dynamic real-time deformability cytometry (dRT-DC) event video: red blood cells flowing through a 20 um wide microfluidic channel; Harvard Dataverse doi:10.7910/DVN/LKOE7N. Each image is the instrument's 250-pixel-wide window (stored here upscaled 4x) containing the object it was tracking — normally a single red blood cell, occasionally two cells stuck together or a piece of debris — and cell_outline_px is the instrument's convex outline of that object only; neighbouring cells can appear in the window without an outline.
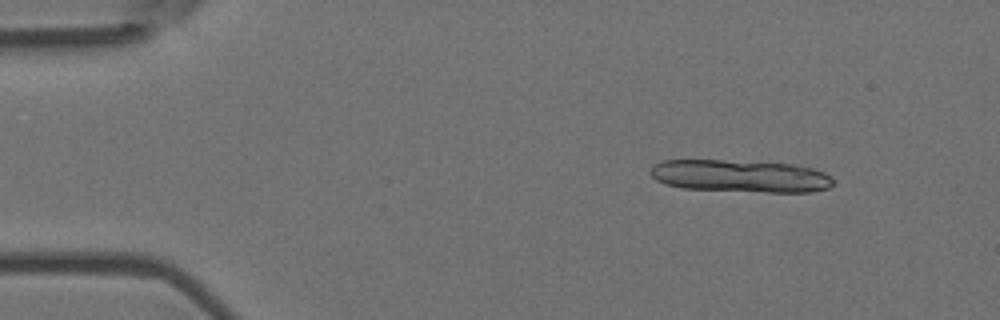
{"species": "Egyptian fruit bat (a non-hibernating species)", "species_latin": "Rousettus aegyptiacus", "temperature_condition": "room temperature", "stored_images_in_passage": 9, "segment_of_instrument_passage": [1, 2], "camera_frame_rate_fps": 3000, "um_per_image_px": 0.085, "animal": {"sex": "female"}, "frame": {"image": 1, "passage_image": 2, "time_ms": 0.333, "image_size_px": [1000, 320], "cell_outline_px": [[836, 180], [832, 188], [812, 192], [768, 192], [680, 188], [656, 180], [648, 172], [648, 168], [652, 164], [660, 160], [724, 160], [796, 164], [812, 168], [824, 172], [832, 176]], "centroid_in_image_um": [62.95, 14.96], "position_along_channel_um": 22.0, "area_um2": 35.14}}